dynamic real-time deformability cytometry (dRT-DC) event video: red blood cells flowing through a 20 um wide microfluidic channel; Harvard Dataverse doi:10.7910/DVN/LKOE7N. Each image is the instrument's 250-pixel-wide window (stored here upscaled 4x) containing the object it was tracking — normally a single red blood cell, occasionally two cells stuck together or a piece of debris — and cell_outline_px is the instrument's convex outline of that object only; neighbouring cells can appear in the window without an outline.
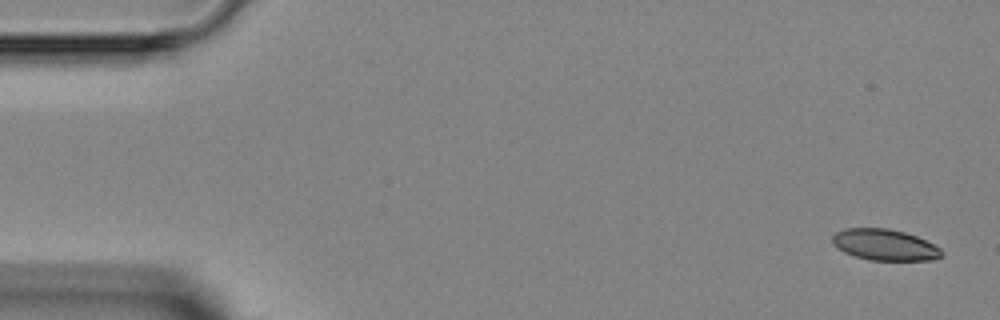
{"species": "Egyptian fruit bat (a non-hibernating species)", "species_latin": "Rousettus aegyptiacus", "temperature_condition": "room temperature", "stored_images_in_passage": 3, "camera_frame_rate_fps": 3000, "um_per_image_px": 0.085, "animal": {"sex": "female"}, "frame": {"image": 1, "passage_image": 1, "time_ms": 0.0, "image_size_px": [1000, 320], "cell_outline_px": [[944, 252], [936, 260], [872, 260], [856, 256], [844, 252], [836, 248], [832, 244], [832, 236], [836, 232], [844, 228], [888, 228], [904, 232], [916, 236], [940, 248]], "centroid_in_image_um": [75.18, 20.8], "position_along_channel_um": 9.8, "area_um2": 19.83}}
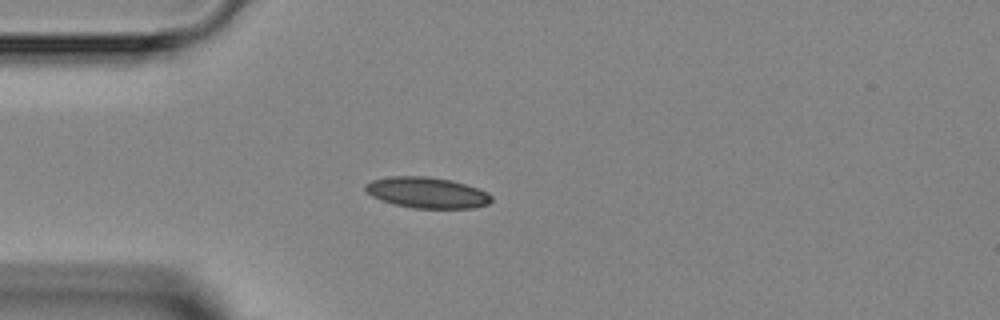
{"frame": {"image": 2, "passage_image": 3, "time_ms": 3.667, "image_size_px": [1000, 320], "cell_outline_px": [[492, 200], [488, 204], [472, 208], [412, 208], [380, 200], [372, 196], [364, 188], [364, 184], [372, 180], [392, 176], [428, 176], [452, 180], [488, 192], [492, 196]], "centroid_in_image_um": [36.29, 16.37], "position_along_channel_um": 48.7, "area_um2": 22.66}}